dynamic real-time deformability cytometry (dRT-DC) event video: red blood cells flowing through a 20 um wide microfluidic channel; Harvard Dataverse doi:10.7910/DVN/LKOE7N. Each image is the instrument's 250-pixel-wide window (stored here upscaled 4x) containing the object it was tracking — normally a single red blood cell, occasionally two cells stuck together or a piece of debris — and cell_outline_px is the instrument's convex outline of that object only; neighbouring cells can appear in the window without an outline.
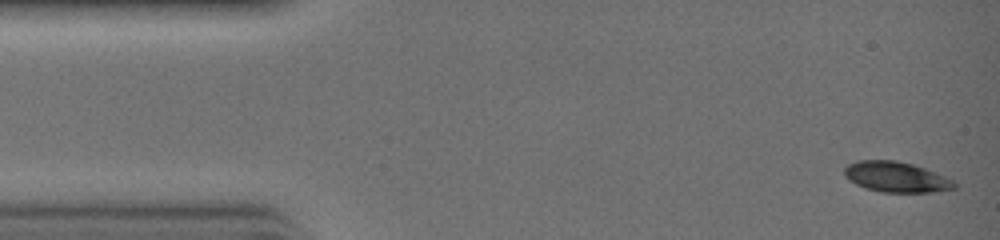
{"species": "common noctule bat (a hibernating species)", "species_latin": "Nyctalus noctula", "temperature_condition": "warm", "stored_images_in_passage": 32, "camera_frame_rate_fps": 3000, "um_per_image_px": 0.085, "animal": {"sex": "female", "body_mass_g": 19.0, "forearm_length_mm": 51.5}, "frame": {"image": 1, "passage_image": 1, "time_ms": 0.0, "image_size_px": [1000, 240], "cell_outline_px": [[956, 188], [932, 192], [884, 192], [868, 188], [856, 184], [844, 176], [844, 168], [848, 164], [856, 160], [896, 160], [912, 164], [924, 168], [952, 180], [956, 184]], "centroid_in_image_um": [76.14, 15.03], "position_along_channel_um": 8.9, "area_um2": 19.25}}
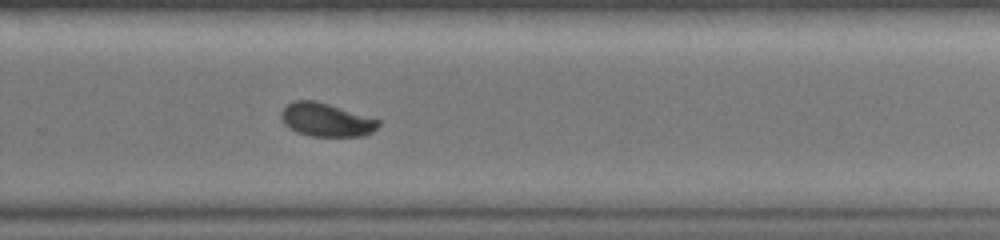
{"frame": {"image": 2, "passage_image": 21, "time_ms": 6.667, "image_size_px": [1000, 240], "cell_outline_px": [[380, 124], [372, 132], [364, 136], [312, 136], [296, 132], [288, 128], [284, 124], [280, 116], [280, 112], [288, 104], [296, 100], [316, 100], [380, 120]], "centroid_in_image_um": [27.7, 10.19], "position_along_channel_um": 302.1, "area_um2": 18.9}}
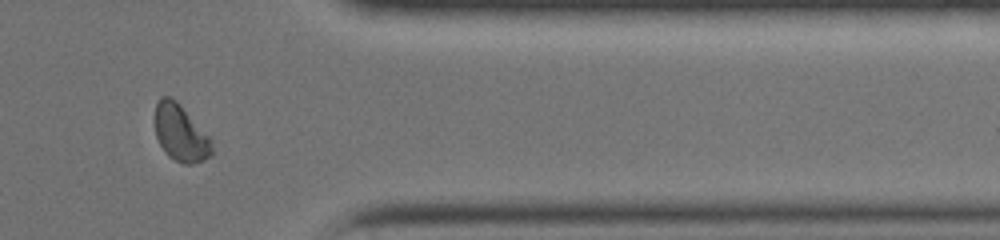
{"frame": {"image": 3, "passage_image": 26, "time_ms": 8.333, "image_size_px": [1000, 240], "cell_outline_px": [[212, 156], [204, 160], [192, 164], [184, 164], [168, 156], [160, 144], [156, 136], [156, 104], [160, 96], [168, 96], [176, 100], [180, 104], [208, 136], [212, 148]], "centroid_in_image_um": [15.34, 11.32], "position_along_channel_um": 396.1, "area_um2": 18.44}}